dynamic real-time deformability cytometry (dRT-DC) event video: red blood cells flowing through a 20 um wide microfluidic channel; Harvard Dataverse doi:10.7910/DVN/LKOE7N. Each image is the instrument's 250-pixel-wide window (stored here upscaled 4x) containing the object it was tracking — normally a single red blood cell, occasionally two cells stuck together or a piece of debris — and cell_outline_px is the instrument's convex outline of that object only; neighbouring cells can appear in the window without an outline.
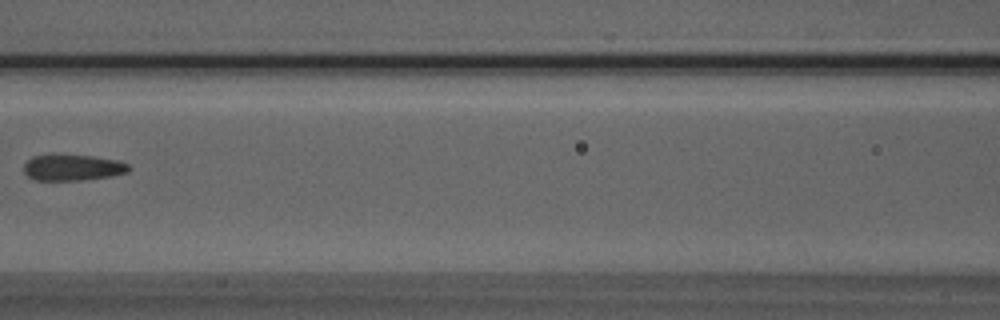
{"species": "Egyptian fruit bat (a non-hibernating species)", "species_latin": "Rousettus aegyptiacus", "temperature_condition": "room temperature", "stored_images_in_passage": 7, "camera_frame_rate_fps": 3000, "um_per_image_px": 0.085, "animal": {"sex": "male"}, "frame": {"image": 1, "passage_image": 7, "time_ms": 7.0, "image_size_px": [1000, 320], "cell_outline_px": [[132, 168], [128, 172], [112, 176], [80, 180], [36, 180], [28, 176], [24, 172], [24, 164], [32, 156], [92, 156], [116, 160], [128, 164]], "centroid_in_image_um": [6.21, 14.26], "position_along_channel_um": 160.4, "area_um2": 15.61}}